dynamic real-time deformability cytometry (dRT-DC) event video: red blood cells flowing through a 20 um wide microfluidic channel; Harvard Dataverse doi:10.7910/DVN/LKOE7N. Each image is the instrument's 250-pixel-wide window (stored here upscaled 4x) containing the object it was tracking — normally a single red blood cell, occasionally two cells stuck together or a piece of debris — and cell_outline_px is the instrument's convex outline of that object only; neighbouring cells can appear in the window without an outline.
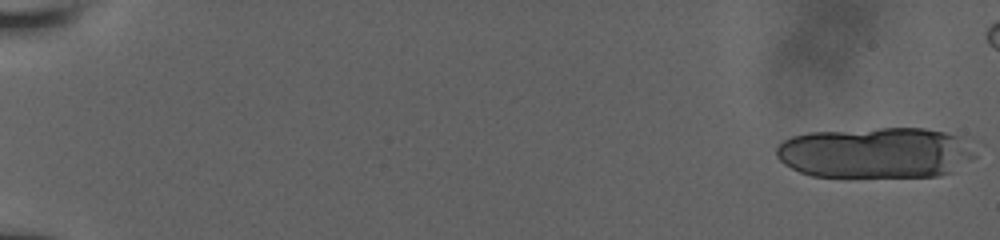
{"species": "human", "species_latin": "Homo sapiens", "temperature_condition": "room temperature", "stored_images_in_passage": 36, "camera_frame_rate_fps": 3000, "um_per_image_px": 0.085, "donor": {"sex": "male"}, "frame": {"image": 1, "passage_image": 1, "time_ms": 0.0, "image_size_px": [1000, 240], "cell_outline_px": [[976, 156], [952, 172], [936, 176], [812, 176], [800, 172], [784, 164], [776, 156], [776, 148], [784, 140], [792, 136], [808, 132], [880, 128], [924, 128], [944, 132], [960, 136], [976, 148]], "centroid_in_image_um": [74.45, 12.97], "position_along_channel_um": 10.6, "area_um2": 59.19}}